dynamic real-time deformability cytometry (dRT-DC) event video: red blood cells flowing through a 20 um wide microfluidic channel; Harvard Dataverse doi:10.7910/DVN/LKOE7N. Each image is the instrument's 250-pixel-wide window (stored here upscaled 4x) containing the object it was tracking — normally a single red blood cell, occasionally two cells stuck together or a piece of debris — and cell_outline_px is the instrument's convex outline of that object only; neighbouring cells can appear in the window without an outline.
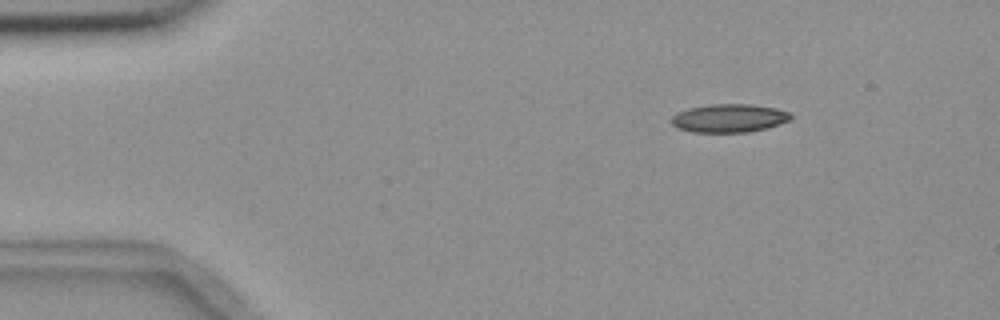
{"species": "common noctule bat (a hibernating species)", "species_latin": "Nyctalus noctula", "temperature_condition": "room temperature", "stored_images_in_passage": 49, "camera_frame_rate_fps": 3000, "um_per_image_px": 0.085, "animal": {"sex": "female", "body_mass_g": 18.4}, "frame": {"image": 1, "passage_image": 1, "time_ms": 0.0, "image_size_px": [1000, 320], "cell_outline_px": [[792, 116], [788, 120], [780, 124], [748, 132], [692, 132], [676, 128], [672, 124], [672, 116], [676, 112], [688, 108], [712, 104], [752, 104], [776, 108], [788, 112]], "centroid_in_image_um": [61.93, 10.04], "position_along_channel_um": 23.1, "area_um2": 19.65}}
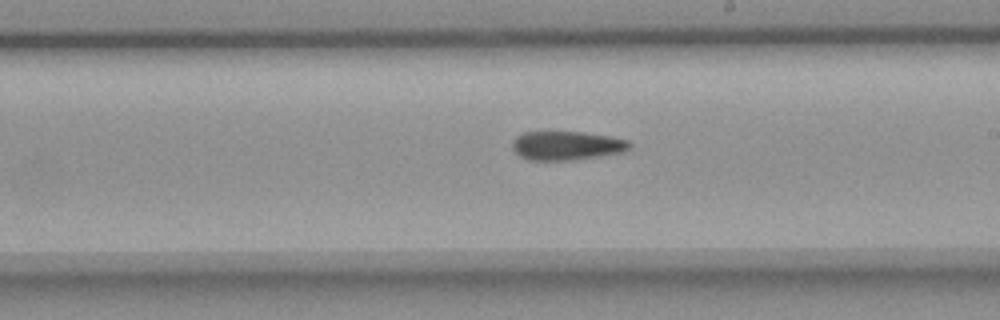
{"frame": {"image": 2, "passage_image": 25, "time_ms": 8.0, "image_size_px": [1000, 320], "cell_outline_px": [[632, 148], [624, 152], [600, 156], [572, 160], [528, 160], [520, 156], [512, 148], [512, 140], [516, 136], [524, 132], [580, 132], [608, 136], [628, 140], [632, 144]], "centroid_in_image_um": [48.18, 12.38], "position_along_channel_um": 240.8, "area_um2": 19.83}}
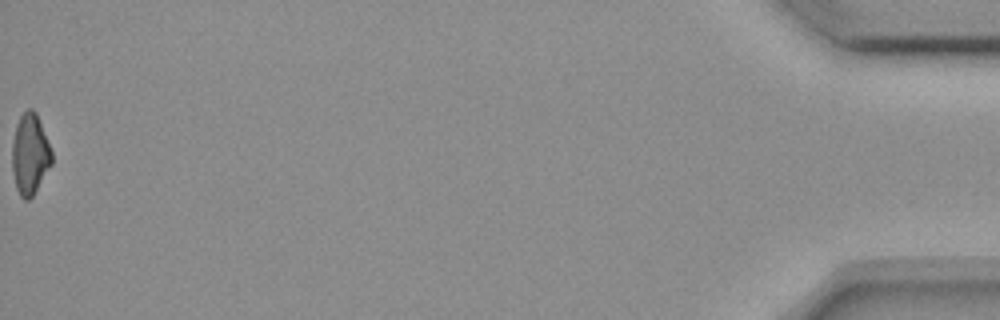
{"frame": {"image": 3, "passage_image": 49, "time_ms": 16.0, "image_size_px": [1000, 320], "cell_outline_px": [[52, 164], [32, 196], [28, 200], [24, 200], [20, 196], [16, 188], [12, 172], [12, 140], [16, 124], [20, 116], [28, 108], [32, 108], [36, 112], [52, 152]], "centroid_in_image_um": [2.53, 13.1], "position_along_channel_um": 432.7, "area_um2": 18.67}}